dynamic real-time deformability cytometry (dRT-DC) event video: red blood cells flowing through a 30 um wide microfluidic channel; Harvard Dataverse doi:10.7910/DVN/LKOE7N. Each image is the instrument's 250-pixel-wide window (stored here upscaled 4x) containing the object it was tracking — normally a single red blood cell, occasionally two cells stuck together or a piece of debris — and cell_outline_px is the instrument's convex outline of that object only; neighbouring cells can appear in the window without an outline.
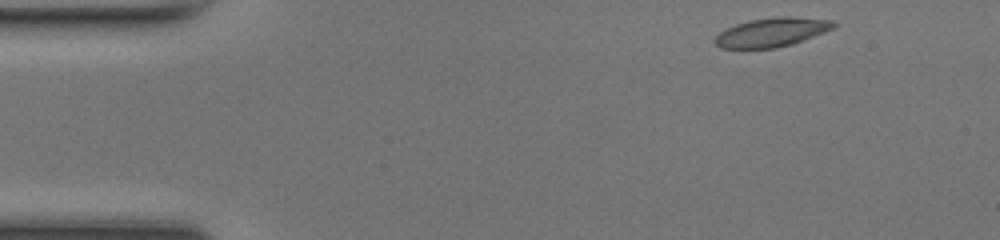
{"species": "common noctule bat (a hibernating species)", "species_latin": "Nyctalus noctula", "temperature_condition": "room temperature", "stored_images_in_passage": 43, "camera_frame_rate_fps": 3000, "um_per_image_px": 0.085, "animal": {"sex": "female", "body_mass_g": 17.0, "forearm_length_mm": 48.0}, "frame": {"image": 1, "passage_image": 1, "time_ms": 0.0, "image_size_px": [1000, 240], "cell_outline_px": [[840, 24], [836, 28], [792, 44], [776, 48], [720, 48], [712, 40], [724, 28], [736, 24], [752, 20], [776, 16], [792, 16], [832, 20]], "centroid_in_image_um": [65.64, 2.73], "position_along_channel_um": 19.4, "area_um2": 20.29}}
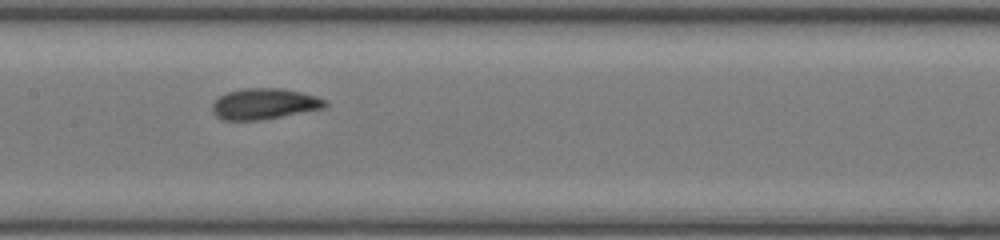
{"frame": {"image": 2, "passage_image": 19, "time_ms": 6.0, "image_size_px": [1000, 240], "cell_outline_px": [[328, 104], [324, 108], [260, 120], [220, 120], [212, 112], [212, 104], [220, 96], [228, 92], [248, 88], [284, 88], [316, 96], [328, 100]], "centroid_in_image_um": [22.47, 8.83], "position_along_channel_um": 184.9, "area_um2": 20.29}}
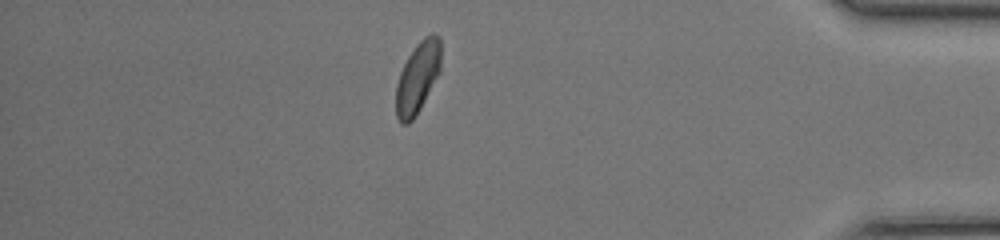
{"frame": {"image": 3, "passage_image": 37, "time_ms": 12.0, "image_size_px": [1000, 240], "cell_outline_px": [[440, 72], [420, 108], [412, 120], [408, 124], [400, 124], [396, 116], [396, 84], [400, 72], [408, 56], [416, 44], [424, 36], [432, 32], [436, 32], [440, 36]], "centroid_in_image_um": [35.5, 6.56], "position_along_channel_um": 399.7, "area_um2": 18.73}, "authors_computed_cell_mechanics": {"area_um2": 20.1722, "velocity_mm_per_s": 4.2903, "shape_relaxation_time_tau1_ms": 3.6971, "shape_relaxation_time_tau2_ms": 1.7407, "deformation_change_tau1": 0.1099, "deformation_change_tau2": 0.036}}